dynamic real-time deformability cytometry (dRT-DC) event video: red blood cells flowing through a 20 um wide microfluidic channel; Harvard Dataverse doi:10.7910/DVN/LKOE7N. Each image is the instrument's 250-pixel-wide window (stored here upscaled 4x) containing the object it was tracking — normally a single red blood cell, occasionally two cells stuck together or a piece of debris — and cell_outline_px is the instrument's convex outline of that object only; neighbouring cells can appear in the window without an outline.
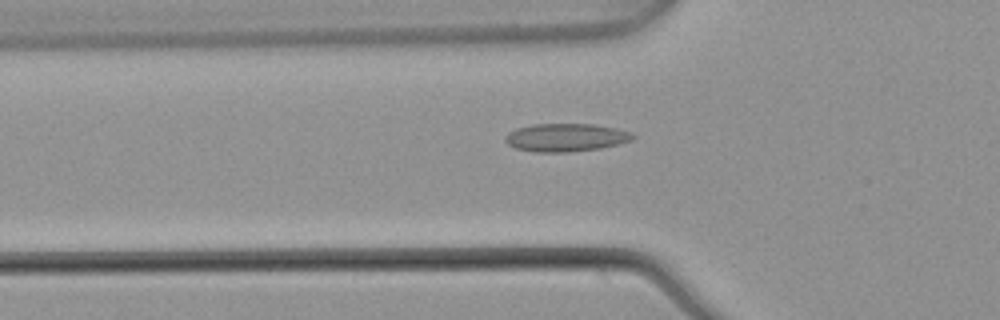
{"species": "common noctule bat (a hibernating species)", "species_latin": "Nyctalus noctula", "temperature_condition": "warm", "stored_images_in_passage": 53, "camera_frame_rate_fps": 3000, "um_per_image_px": 0.085, "animal": {"sex": "male", "body_mass_g": 21.5, "forearm_length_mm": 52.0}, "frame": {"image": 1, "passage_image": 18, "time_ms": 5.667, "image_size_px": [1000, 320], "cell_outline_px": [[636, 136], [632, 140], [600, 148], [568, 152], [536, 152], [516, 148], [508, 144], [504, 140], [504, 136], [508, 132], [516, 128], [532, 124], [596, 124], [616, 128], [632, 132]], "centroid_in_image_um": [48.08, 11.68], "position_along_channel_um": 77.7, "area_um2": 20.92}}
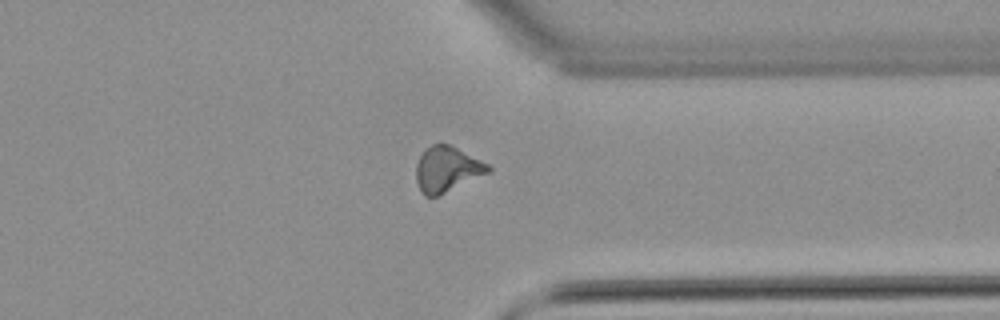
{"frame": {"image": 2, "passage_image": 41, "time_ms": 13.333, "image_size_px": [1000, 320], "cell_outline_px": [[492, 172], [436, 196], [424, 196], [420, 192], [416, 180], [416, 164], [420, 156], [432, 144], [452, 144], [488, 164], [492, 168]], "centroid_in_image_um": [38.02, 14.38], "position_along_channel_um": 373.4, "area_um2": 19.13}}
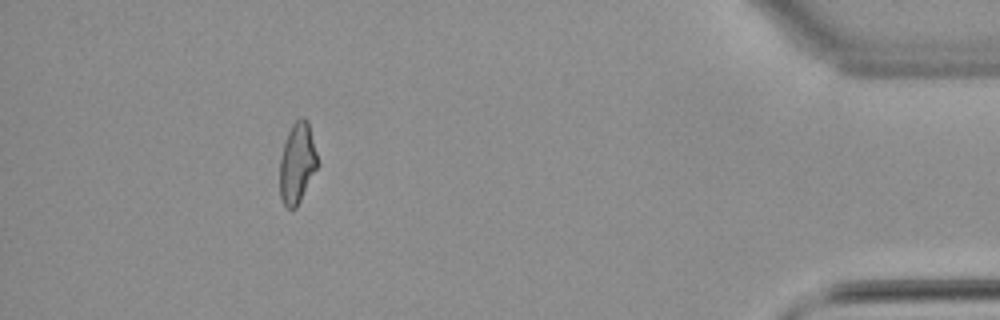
{"frame": {"image": 3, "passage_image": 48, "time_ms": 15.667, "image_size_px": [1000, 320], "cell_outline_px": [[320, 164], [296, 208], [288, 208], [284, 204], [280, 196], [280, 160], [284, 144], [288, 132], [292, 124], [300, 116], [304, 116], [308, 120]], "centroid_in_image_um": [25.29, 13.83], "position_along_channel_um": 409.9, "area_um2": 17.92}, "authors_computed_cell_mechanics": {"area_um2": 18.7272, "velocity_mm_per_s": 3.8826, "shape_relaxation_time_tau1_ms": null, "shape_relaxation_time_tau2_ms": 1.3535, "deformation_change_tau1": null, "deformation_change_tau2": 0.0883}}